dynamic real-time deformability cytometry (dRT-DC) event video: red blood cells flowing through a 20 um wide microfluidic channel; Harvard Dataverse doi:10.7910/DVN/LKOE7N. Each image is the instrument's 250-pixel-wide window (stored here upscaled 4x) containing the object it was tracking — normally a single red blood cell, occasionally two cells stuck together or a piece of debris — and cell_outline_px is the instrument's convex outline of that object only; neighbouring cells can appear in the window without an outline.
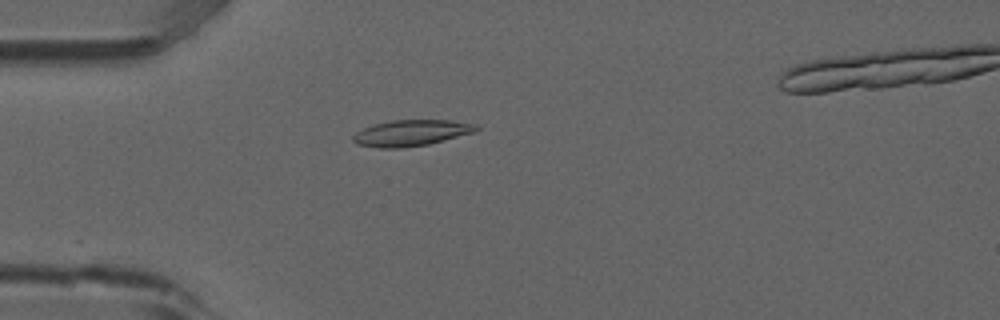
{"species": "common noctule bat (a hibernating species)", "species_latin": "Nyctalus noctula", "temperature_condition": "room temperature", "stored_images_in_passage": 5, "camera_frame_rate_fps": 3000, "um_per_image_px": 0.085, "animal": {"sex": "male", "forearm_length_mm": 52.5}, "frame": {"image": 1, "passage_image": 4, "time_ms": 1.0, "image_size_px": [1000, 320], "cell_outline_px": [[480, 128], [476, 132], [428, 144], [404, 148], [376, 148], [356, 144], [352, 140], [352, 136], [356, 132], [364, 128], [376, 124], [392, 120], [452, 120], [476, 124]], "centroid_in_image_um": [34.96, 11.31], "position_along_channel_um": 50.0, "area_um2": 18.84}}